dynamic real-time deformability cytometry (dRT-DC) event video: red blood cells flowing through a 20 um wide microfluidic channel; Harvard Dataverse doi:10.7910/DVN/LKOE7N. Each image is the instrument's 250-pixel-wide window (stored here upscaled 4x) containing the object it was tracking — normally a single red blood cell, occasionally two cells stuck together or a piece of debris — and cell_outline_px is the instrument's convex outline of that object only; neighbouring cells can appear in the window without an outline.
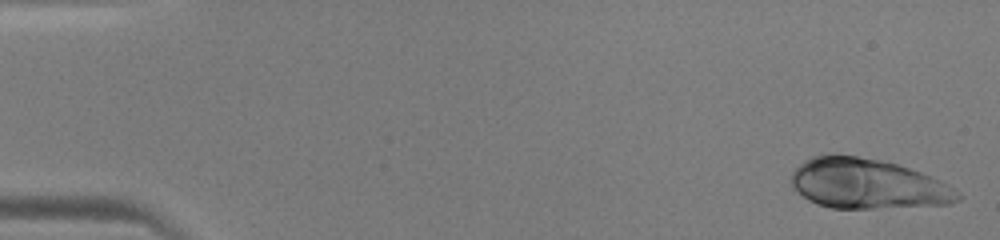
{"species": "human", "species_latin": "Homo sapiens", "temperature_condition": "warm", "stored_images_in_passage": 47, "camera_frame_rate_fps": 3000, "um_per_image_px": 0.085, "donor": {"sex": "male"}, "frame": {"image": 1, "passage_image": 1, "time_ms": 0.0, "image_size_px": [1000, 240], "cell_outline_px": [[964, 196], [960, 200], [948, 204], [876, 208], [832, 208], [816, 204], [808, 200], [792, 184], [792, 172], [804, 160], [812, 156], [856, 156], [880, 160], [896, 164], [920, 172], [948, 184], [960, 192]], "centroid_in_image_um": [73.78, 15.64], "position_along_channel_um": 11.2, "area_um2": 47.92}}
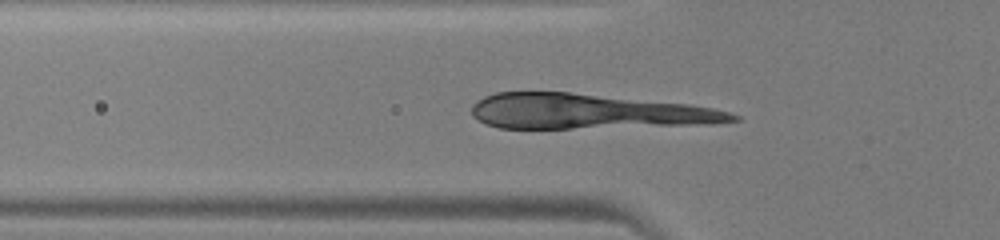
{"frame": {"image": 2, "passage_image": 16, "time_ms": 5.0, "image_size_px": [1000, 240], "cell_outline_px": [[740, 120], [712, 124], [572, 128], [500, 128], [488, 124], [472, 116], [472, 104], [476, 100], [484, 96], [496, 92], [568, 92], [688, 104], [712, 108], [728, 112], [740, 116]], "centroid_in_image_um": [49.97, 9.47], "position_along_channel_um": 75.8, "area_um2": 52.94}}
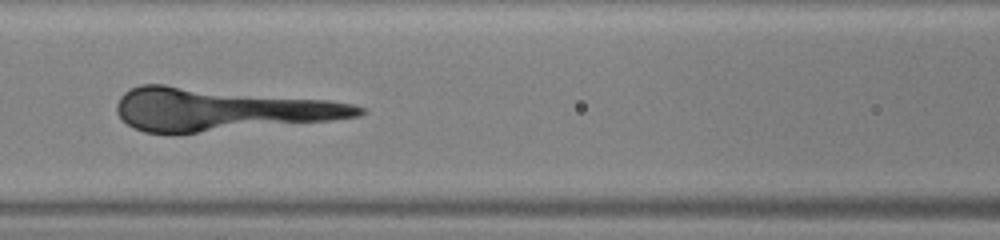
{"frame": {"image": 3, "passage_image": 21, "time_ms": 6.667, "image_size_px": [1000, 240], "cell_outline_px": [[368, 112], [360, 116], [332, 120], [172, 136], [144, 132], [128, 124], [116, 112], [116, 104], [120, 96], [124, 92], [140, 84], [164, 84], [328, 100], [352, 104], [368, 108]], "centroid_in_image_um": [18.75, 9.33], "position_along_channel_um": 147.9, "area_um2": 61.27}}